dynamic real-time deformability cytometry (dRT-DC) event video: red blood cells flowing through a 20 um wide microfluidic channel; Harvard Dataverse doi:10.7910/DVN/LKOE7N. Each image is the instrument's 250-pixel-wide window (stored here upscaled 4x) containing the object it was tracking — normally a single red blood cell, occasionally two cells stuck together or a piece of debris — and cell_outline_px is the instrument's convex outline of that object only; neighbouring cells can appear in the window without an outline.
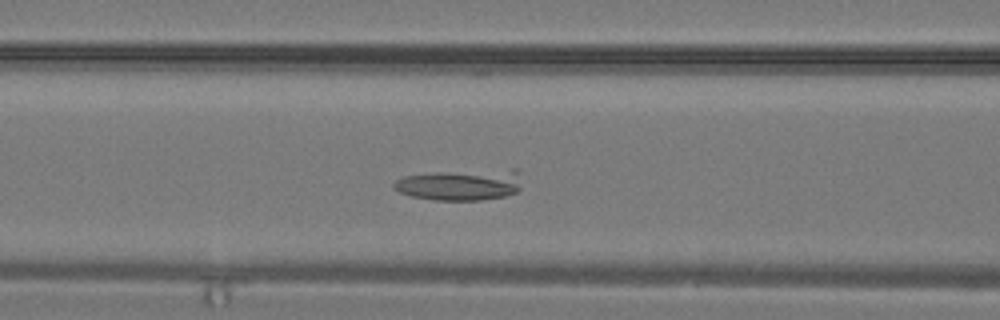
{"species": "common noctule bat (a hibernating species)", "species_latin": "Nyctalus noctula", "temperature_condition": "warm", "stored_images_in_passage": 28, "camera_frame_rate_fps": 3000, "um_per_image_px": 0.085, "animal": {"sex": "male", "body_mass_g": 19.2, "forearm_length_mm": 51.8}, "frame": {"image": 1, "passage_image": 9, "time_ms": 2.667, "image_size_px": [1000, 320], "cell_outline_px": [[520, 188], [516, 192], [504, 196], [480, 200], [432, 200], [412, 196], [400, 192], [392, 184], [396, 180], [404, 176], [436, 172], [512, 168], [520, 168]], "centroid_in_image_um": [39.21, 15.68], "position_along_channel_um": 127.4, "area_um2": 23.47}}
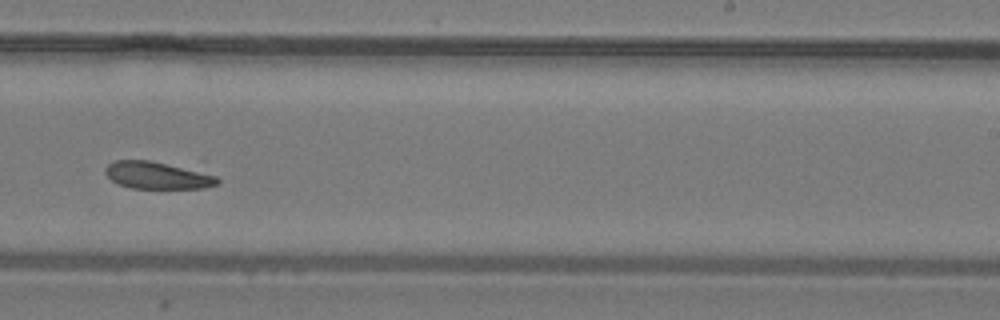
{"frame": {"image": 2, "passage_image": 16, "time_ms": 5.0, "image_size_px": [1000, 320], "cell_outline_px": [[220, 180], [216, 184], [204, 188], [132, 188], [120, 184], [112, 180], [104, 172], [104, 168], [108, 164], [116, 160], [204, 160]], "centroid_in_image_um": [13.76, 14.77], "position_along_channel_um": 275.2, "area_um2": 20.46}}
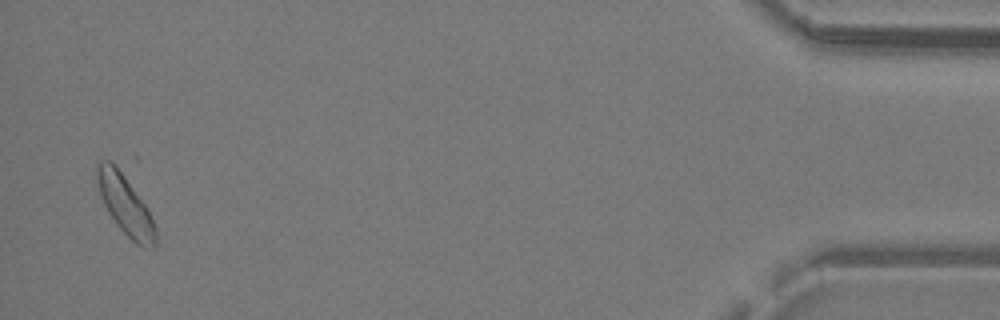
{"frame": {"image": 3, "passage_image": 27, "time_ms": 8.667, "image_size_px": [1000, 320], "cell_outline_px": [[156, 248], [144, 248], [136, 244], [120, 228], [108, 212], [100, 196], [96, 176], [96, 164], [100, 160], [112, 160], [120, 168], [148, 208], [156, 228]], "centroid_in_image_um": [10.66, 17.39], "position_along_channel_um": 424.5, "area_um2": 20.58}}